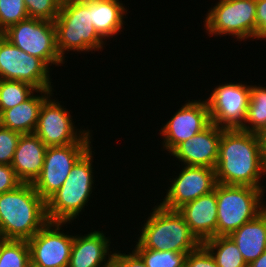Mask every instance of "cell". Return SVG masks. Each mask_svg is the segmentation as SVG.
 <instances>
[{
  "mask_svg": "<svg viewBox=\"0 0 266 267\" xmlns=\"http://www.w3.org/2000/svg\"><path fill=\"white\" fill-rule=\"evenodd\" d=\"M62 0H24L30 18L54 21L58 16Z\"/></svg>",
  "mask_w": 266,
  "mask_h": 267,
  "instance_id": "f1b7e54d",
  "label": "cell"
},
{
  "mask_svg": "<svg viewBox=\"0 0 266 267\" xmlns=\"http://www.w3.org/2000/svg\"><path fill=\"white\" fill-rule=\"evenodd\" d=\"M170 181L165 199L160 205L169 210H178L183 205L214 190L215 169L198 166H184L179 176Z\"/></svg>",
  "mask_w": 266,
  "mask_h": 267,
  "instance_id": "5bb4252c",
  "label": "cell"
},
{
  "mask_svg": "<svg viewBox=\"0 0 266 267\" xmlns=\"http://www.w3.org/2000/svg\"><path fill=\"white\" fill-rule=\"evenodd\" d=\"M66 222L48 221L28 240L31 263L38 267H67L74 236L60 231Z\"/></svg>",
  "mask_w": 266,
  "mask_h": 267,
  "instance_id": "4fadbf2b",
  "label": "cell"
},
{
  "mask_svg": "<svg viewBox=\"0 0 266 267\" xmlns=\"http://www.w3.org/2000/svg\"><path fill=\"white\" fill-rule=\"evenodd\" d=\"M184 267H218L213 256L201 244L196 250L189 252Z\"/></svg>",
  "mask_w": 266,
  "mask_h": 267,
  "instance_id": "4dcf8cb0",
  "label": "cell"
},
{
  "mask_svg": "<svg viewBox=\"0 0 266 267\" xmlns=\"http://www.w3.org/2000/svg\"><path fill=\"white\" fill-rule=\"evenodd\" d=\"M256 0H220L210 8L204 27L209 35L256 39Z\"/></svg>",
  "mask_w": 266,
  "mask_h": 267,
  "instance_id": "ba28073f",
  "label": "cell"
},
{
  "mask_svg": "<svg viewBox=\"0 0 266 267\" xmlns=\"http://www.w3.org/2000/svg\"><path fill=\"white\" fill-rule=\"evenodd\" d=\"M256 38L266 39V0H256Z\"/></svg>",
  "mask_w": 266,
  "mask_h": 267,
  "instance_id": "836d02e7",
  "label": "cell"
},
{
  "mask_svg": "<svg viewBox=\"0 0 266 267\" xmlns=\"http://www.w3.org/2000/svg\"><path fill=\"white\" fill-rule=\"evenodd\" d=\"M91 144H70L47 147L40 176L33 186L47 201L67 179L74 164L91 148Z\"/></svg>",
  "mask_w": 266,
  "mask_h": 267,
  "instance_id": "7c38bea8",
  "label": "cell"
},
{
  "mask_svg": "<svg viewBox=\"0 0 266 267\" xmlns=\"http://www.w3.org/2000/svg\"><path fill=\"white\" fill-rule=\"evenodd\" d=\"M47 146L35 133L21 134L11 167L22 183L33 184L40 176Z\"/></svg>",
  "mask_w": 266,
  "mask_h": 267,
  "instance_id": "d6986e66",
  "label": "cell"
},
{
  "mask_svg": "<svg viewBox=\"0 0 266 267\" xmlns=\"http://www.w3.org/2000/svg\"><path fill=\"white\" fill-rule=\"evenodd\" d=\"M112 267H147L141 257L132 250V253L124 254L114 252Z\"/></svg>",
  "mask_w": 266,
  "mask_h": 267,
  "instance_id": "d6a6232c",
  "label": "cell"
},
{
  "mask_svg": "<svg viewBox=\"0 0 266 267\" xmlns=\"http://www.w3.org/2000/svg\"><path fill=\"white\" fill-rule=\"evenodd\" d=\"M202 245L213 256L218 267H248L237 245L229 236H215L204 241Z\"/></svg>",
  "mask_w": 266,
  "mask_h": 267,
  "instance_id": "603a6c76",
  "label": "cell"
},
{
  "mask_svg": "<svg viewBox=\"0 0 266 267\" xmlns=\"http://www.w3.org/2000/svg\"><path fill=\"white\" fill-rule=\"evenodd\" d=\"M53 22L56 47L63 60L66 51L103 49L104 39L91 23V0H62L59 14Z\"/></svg>",
  "mask_w": 266,
  "mask_h": 267,
  "instance_id": "277c9868",
  "label": "cell"
},
{
  "mask_svg": "<svg viewBox=\"0 0 266 267\" xmlns=\"http://www.w3.org/2000/svg\"><path fill=\"white\" fill-rule=\"evenodd\" d=\"M147 267H184L188 253L157 251L151 249H133Z\"/></svg>",
  "mask_w": 266,
  "mask_h": 267,
  "instance_id": "4316f807",
  "label": "cell"
},
{
  "mask_svg": "<svg viewBox=\"0 0 266 267\" xmlns=\"http://www.w3.org/2000/svg\"><path fill=\"white\" fill-rule=\"evenodd\" d=\"M225 129L210 123L201 132L180 143L170 154L185 166L208 167L215 169L221 134Z\"/></svg>",
  "mask_w": 266,
  "mask_h": 267,
  "instance_id": "2e32d148",
  "label": "cell"
},
{
  "mask_svg": "<svg viewBox=\"0 0 266 267\" xmlns=\"http://www.w3.org/2000/svg\"><path fill=\"white\" fill-rule=\"evenodd\" d=\"M1 35L22 51L40 58L48 67L64 62L56 47L53 21L28 17L11 25Z\"/></svg>",
  "mask_w": 266,
  "mask_h": 267,
  "instance_id": "52a82bcc",
  "label": "cell"
},
{
  "mask_svg": "<svg viewBox=\"0 0 266 267\" xmlns=\"http://www.w3.org/2000/svg\"><path fill=\"white\" fill-rule=\"evenodd\" d=\"M36 90L32 85L22 81L0 79V114L21 104Z\"/></svg>",
  "mask_w": 266,
  "mask_h": 267,
  "instance_id": "d4e9b609",
  "label": "cell"
},
{
  "mask_svg": "<svg viewBox=\"0 0 266 267\" xmlns=\"http://www.w3.org/2000/svg\"><path fill=\"white\" fill-rule=\"evenodd\" d=\"M30 263L28 241L1 237L0 267H28Z\"/></svg>",
  "mask_w": 266,
  "mask_h": 267,
  "instance_id": "484cf974",
  "label": "cell"
},
{
  "mask_svg": "<svg viewBox=\"0 0 266 267\" xmlns=\"http://www.w3.org/2000/svg\"><path fill=\"white\" fill-rule=\"evenodd\" d=\"M50 67L11 44L0 34V79L28 83L37 90H52Z\"/></svg>",
  "mask_w": 266,
  "mask_h": 267,
  "instance_id": "30bf717a",
  "label": "cell"
},
{
  "mask_svg": "<svg viewBox=\"0 0 266 267\" xmlns=\"http://www.w3.org/2000/svg\"><path fill=\"white\" fill-rule=\"evenodd\" d=\"M178 212L201 244L217 236L216 185L213 191L186 203L178 209Z\"/></svg>",
  "mask_w": 266,
  "mask_h": 267,
  "instance_id": "e0dca14e",
  "label": "cell"
},
{
  "mask_svg": "<svg viewBox=\"0 0 266 267\" xmlns=\"http://www.w3.org/2000/svg\"><path fill=\"white\" fill-rule=\"evenodd\" d=\"M21 133L0 125V164L11 165Z\"/></svg>",
  "mask_w": 266,
  "mask_h": 267,
  "instance_id": "f546056e",
  "label": "cell"
},
{
  "mask_svg": "<svg viewBox=\"0 0 266 267\" xmlns=\"http://www.w3.org/2000/svg\"><path fill=\"white\" fill-rule=\"evenodd\" d=\"M250 85L227 83L215 87L206 99L210 122L225 130L240 129L249 107Z\"/></svg>",
  "mask_w": 266,
  "mask_h": 267,
  "instance_id": "8fae6325",
  "label": "cell"
},
{
  "mask_svg": "<svg viewBox=\"0 0 266 267\" xmlns=\"http://www.w3.org/2000/svg\"><path fill=\"white\" fill-rule=\"evenodd\" d=\"M257 135L260 141L262 157H263V161L266 167V128L261 130Z\"/></svg>",
  "mask_w": 266,
  "mask_h": 267,
  "instance_id": "e575fe53",
  "label": "cell"
},
{
  "mask_svg": "<svg viewBox=\"0 0 266 267\" xmlns=\"http://www.w3.org/2000/svg\"><path fill=\"white\" fill-rule=\"evenodd\" d=\"M126 9L119 0H91V23L105 40L121 31Z\"/></svg>",
  "mask_w": 266,
  "mask_h": 267,
  "instance_id": "7402d4cb",
  "label": "cell"
},
{
  "mask_svg": "<svg viewBox=\"0 0 266 267\" xmlns=\"http://www.w3.org/2000/svg\"><path fill=\"white\" fill-rule=\"evenodd\" d=\"M216 182L263 189L260 178L266 174L258 135L239 129L224 130L215 167Z\"/></svg>",
  "mask_w": 266,
  "mask_h": 267,
  "instance_id": "6da1fadb",
  "label": "cell"
},
{
  "mask_svg": "<svg viewBox=\"0 0 266 267\" xmlns=\"http://www.w3.org/2000/svg\"><path fill=\"white\" fill-rule=\"evenodd\" d=\"M21 184L11 165L0 164V194L12 191Z\"/></svg>",
  "mask_w": 266,
  "mask_h": 267,
  "instance_id": "1f68e13d",
  "label": "cell"
},
{
  "mask_svg": "<svg viewBox=\"0 0 266 267\" xmlns=\"http://www.w3.org/2000/svg\"><path fill=\"white\" fill-rule=\"evenodd\" d=\"M263 191L252 186L217 183V236H229L260 214L266 208Z\"/></svg>",
  "mask_w": 266,
  "mask_h": 267,
  "instance_id": "8992f818",
  "label": "cell"
},
{
  "mask_svg": "<svg viewBox=\"0 0 266 267\" xmlns=\"http://www.w3.org/2000/svg\"><path fill=\"white\" fill-rule=\"evenodd\" d=\"M40 95H31L27 100L0 114V125L21 134L34 133L43 102L52 97V90H36ZM44 94V95H42Z\"/></svg>",
  "mask_w": 266,
  "mask_h": 267,
  "instance_id": "ffe728a7",
  "label": "cell"
},
{
  "mask_svg": "<svg viewBox=\"0 0 266 267\" xmlns=\"http://www.w3.org/2000/svg\"><path fill=\"white\" fill-rule=\"evenodd\" d=\"M248 267H266V250L256 260L252 261Z\"/></svg>",
  "mask_w": 266,
  "mask_h": 267,
  "instance_id": "d590c367",
  "label": "cell"
},
{
  "mask_svg": "<svg viewBox=\"0 0 266 267\" xmlns=\"http://www.w3.org/2000/svg\"><path fill=\"white\" fill-rule=\"evenodd\" d=\"M72 121L70 112L49 96L41 106L34 133L47 147L91 144L90 130L77 131Z\"/></svg>",
  "mask_w": 266,
  "mask_h": 267,
  "instance_id": "9c48e42d",
  "label": "cell"
},
{
  "mask_svg": "<svg viewBox=\"0 0 266 267\" xmlns=\"http://www.w3.org/2000/svg\"><path fill=\"white\" fill-rule=\"evenodd\" d=\"M247 265L266 250V208L229 235Z\"/></svg>",
  "mask_w": 266,
  "mask_h": 267,
  "instance_id": "44dd1931",
  "label": "cell"
},
{
  "mask_svg": "<svg viewBox=\"0 0 266 267\" xmlns=\"http://www.w3.org/2000/svg\"><path fill=\"white\" fill-rule=\"evenodd\" d=\"M0 256H1V237H0Z\"/></svg>",
  "mask_w": 266,
  "mask_h": 267,
  "instance_id": "74e56055",
  "label": "cell"
},
{
  "mask_svg": "<svg viewBox=\"0 0 266 267\" xmlns=\"http://www.w3.org/2000/svg\"><path fill=\"white\" fill-rule=\"evenodd\" d=\"M47 222L46 201L33 184L22 183L0 194V237L28 241Z\"/></svg>",
  "mask_w": 266,
  "mask_h": 267,
  "instance_id": "7a4b0ae2",
  "label": "cell"
},
{
  "mask_svg": "<svg viewBox=\"0 0 266 267\" xmlns=\"http://www.w3.org/2000/svg\"><path fill=\"white\" fill-rule=\"evenodd\" d=\"M28 267H38V266H35L34 264L30 263Z\"/></svg>",
  "mask_w": 266,
  "mask_h": 267,
  "instance_id": "8d00e7d4",
  "label": "cell"
},
{
  "mask_svg": "<svg viewBox=\"0 0 266 267\" xmlns=\"http://www.w3.org/2000/svg\"><path fill=\"white\" fill-rule=\"evenodd\" d=\"M102 232L75 235L67 267H112L114 252L109 254L111 242Z\"/></svg>",
  "mask_w": 266,
  "mask_h": 267,
  "instance_id": "ac0fdd59",
  "label": "cell"
},
{
  "mask_svg": "<svg viewBox=\"0 0 266 267\" xmlns=\"http://www.w3.org/2000/svg\"><path fill=\"white\" fill-rule=\"evenodd\" d=\"M264 128H266V87L250 85L246 120L239 130L258 134Z\"/></svg>",
  "mask_w": 266,
  "mask_h": 267,
  "instance_id": "cb8c5ba5",
  "label": "cell"
},
{
  "mask_svg": "<svg viewBox=\"0 0 266 267\" xmlns=\"http://www.w3.org/2000/svg\"><path fill=\"white\" fill-rule=\"evenodd\" d=\"M92 147L74 164L60 189L46 201L50 222H66L79 216L93 189Z\"/></svg>",
  "mask_w": 266,
  "mask_h": 267,
  "instance_id": "5b68a950",
  "label": "cell"
},
{
  "mask_svg": "<svg viewBox=\"0 0 266 267\" xmlns=\"http://www.w3.org/2000/svg\"><path fill=\"white\" fill-rule=\"evenodd\" d=\"M210 123L206 100H188L163 128L161 127L164 149L171 153L180 143L201 132Z\"/></svg>",
  "mask_w": 266,
  "mask_h": 267,
  "instance_id": "9a60e30c",
  "label": "cell"
},
{
  "mask_svg": "<svg viewBox=\"0 0 266 267\" xmlns=\"http://www.w3.org/2000/svg\"><path fill=\"white\" fill-rule=\"evenodd\" d=\"M152 210L142 226L135 249L189 253L201 245L178 210H169L161 205Z\"/></svg>",
  "mask_w": 266,
  "mask_h": 267,
  "instance_id": "3957f363",
  "label": "cell"
},
{
  "mask_svg": "<svg viewBox=\"0 0 266 267\" xmlns=\"http://www.w3.org/2000/svg\"><path fill=\"white\" fill-rule=\"evenodd\" d=\"M28 17L24 0H0V34Z\"/></svg>",
  "mask_w": 266,
  "mask_h": 267,
  "instance_id": "83f0119b",
  "label": "cell"
}]
</instances>
